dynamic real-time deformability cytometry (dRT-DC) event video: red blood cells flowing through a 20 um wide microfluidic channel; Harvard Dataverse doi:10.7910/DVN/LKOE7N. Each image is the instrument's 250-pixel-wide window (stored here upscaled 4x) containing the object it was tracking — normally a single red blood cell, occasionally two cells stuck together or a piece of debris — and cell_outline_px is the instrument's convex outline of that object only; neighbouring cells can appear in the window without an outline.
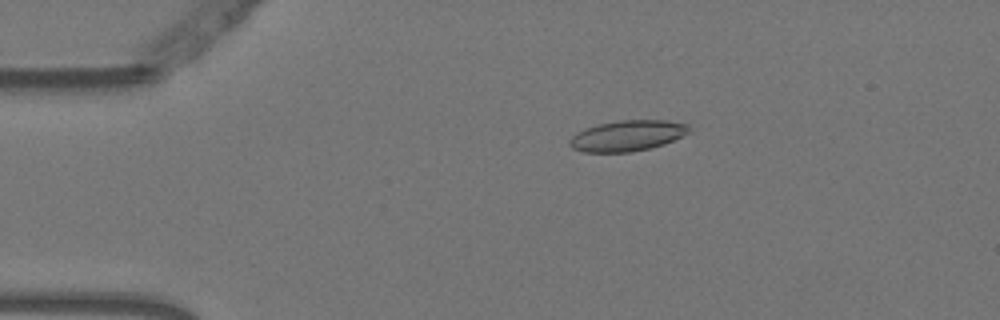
{"species": "Egyptian fruit bat (a non-hibernating species)", "species_latin": "Rousettus aegyptiacus", "temperature_condition": "warm", "stored_images_in_passage": 55, "camera_frame_rate_fps": 3000, "um_per_image_px": 0.085, "animal": {"sex": "female"}, "frame": {"image": 1, "passage_image": 11, "time_ms": 3.333, "image_size_px": [1000, 320], "cell_outline_px": [[692, 132], [664, 144], [648, 148], [628, 152], [584, 152], [572, 148], [568, 144], [568, 140], [576, 132], [584, 128], [600, 124], [620, 120], [668, 120], [688, 124]], "centroid_in_image_um": [53.33, 11.53], "position_along_channel_um": 31.7, "area_um2": 21.5}}
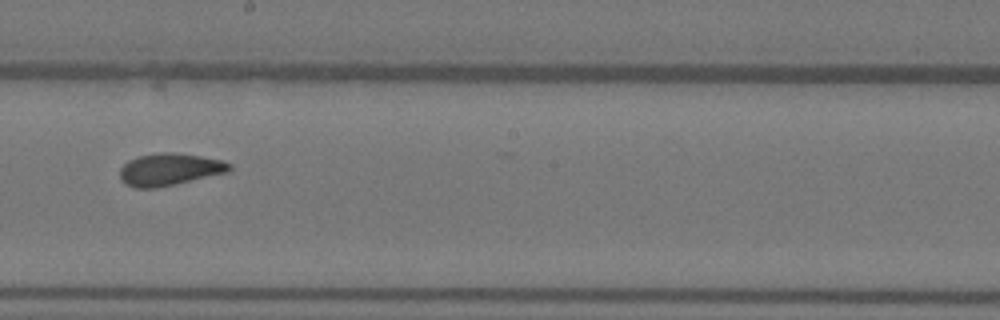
{"frame": {"image": 2, "passage_image": 31, "time_ms": 10.0, "image_size_px": [1000, 320], "cell_outline_px": [[232, 168], [228, 172], [176, 184], [156, 188], [132, 188], [124, 184], [120, 180], [120, 168], [128, 160], [140, 156], [164, 152], [172, 152], [200, 156], [220, 160], [232, 164]], "centroid_in_image_um": [14.38, 14.42], "position_along_channel_um": 233.8, "area_um2": 20.58}}
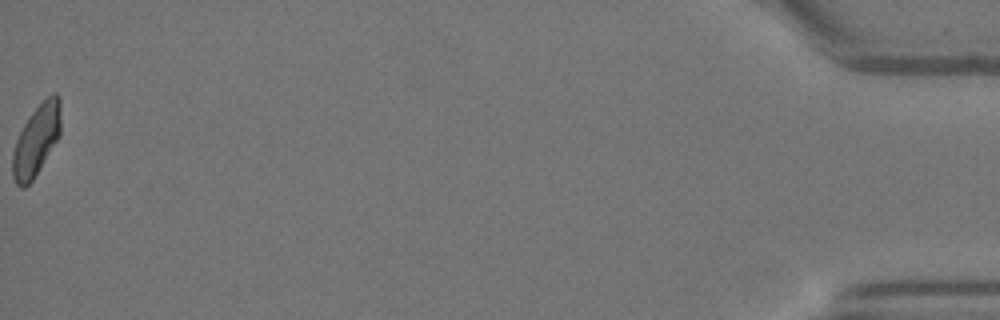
{"frame": {"image": 3, "passage_image": 55, "time_ms": 18.0, "image_size_px": [1000, 320], "cell_outline_px": [[60, 136], [32, 180], [24, 188], [20, 188], [16, 184], [12, 176], [12, 152], [16, 140], [24, 124], [32, 112], [52, 92], [56, 92], [60, 96]], "centroid_in_image_um": [3.08, 11.92], "position_along_channel_um": 432.1, "area_um2": 19.83}, "authors_computed_cell_mechanics": {"area_um2": 20.4612, "velocity_mm_per_s": 3.7381, "shape_relaxation_time_tau1_ms": 9.8841, "shape_relaxation_time_tau2_ms": 1.5125, "deformation_change_tau1": 0.2064, "deformation_change_tau2": 0.0601}}